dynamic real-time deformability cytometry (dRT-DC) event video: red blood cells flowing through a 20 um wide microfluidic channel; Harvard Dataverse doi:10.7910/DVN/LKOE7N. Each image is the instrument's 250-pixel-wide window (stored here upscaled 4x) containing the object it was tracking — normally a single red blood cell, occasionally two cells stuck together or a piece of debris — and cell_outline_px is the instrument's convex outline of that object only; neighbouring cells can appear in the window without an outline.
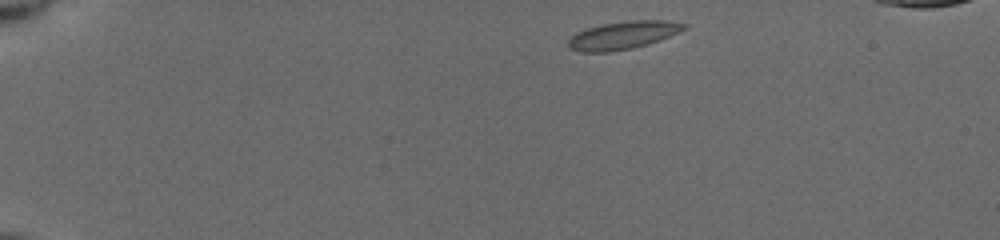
{"species": "common noctule bat (a hibernating species)", "species_latin": "Nyctalus noctula", "temperature_condition": "cold", "stored_images_in_passage": 15, "camera_frame_rate_fps": 3000, "um_per_image_px": 0.085, "animal": {"sex": "female", "body_mass_g": 19.5, "forearm_length_mm": 54.1}, "frame": {"image": 1, "passage_image": 1, "time_ms": 0.0, "image_size_px": [1000, 240], "cell_outline_px": [[688, 28], [680, 32], [660, 40], [648, 44], [632, 48], [608, 52], [580, 52], [568, 48], [568, 40], [572, 36], [588, 28], [604, 24], [632, 20], [664, 20], [688, 24]], "centroid_in_image_um": [53.01, 3.0], "position_along_channel_um": 32.0, "area_um2": 18.73}}